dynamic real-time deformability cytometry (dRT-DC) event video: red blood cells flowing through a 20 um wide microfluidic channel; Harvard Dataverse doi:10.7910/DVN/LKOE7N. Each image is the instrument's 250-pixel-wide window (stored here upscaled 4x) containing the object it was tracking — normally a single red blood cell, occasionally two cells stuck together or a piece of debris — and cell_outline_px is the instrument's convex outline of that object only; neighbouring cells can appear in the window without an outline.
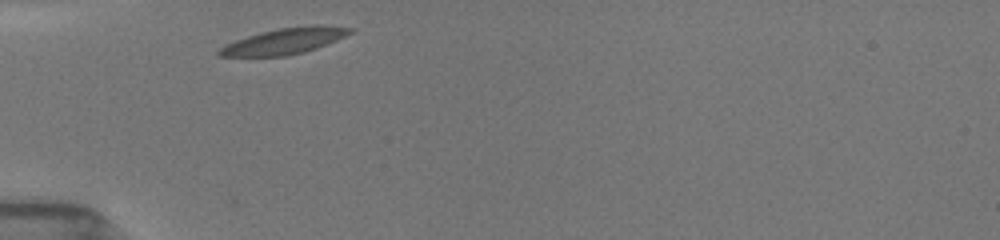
{"species": "common noctule bat (a hibernating species)", "species_latin": "Nyctalus noctula", "temperature_condition": "room temperature", "stored_images_in_passage": 51, "camera_frame_rate_fps": 3000, "um_per_image_px": 0.085, "animal": {"sex": "female", "body_mass_g": 19.5, "forearm_length_mm": 54.1}, "frame": {"image": 1, "passage_image": 1, "time_ms": 0.0, "image_size_px": [1000, 240], "cell_outline_px": [[352, 32], [336, 40], [316, 48], [304, 52], [284, 56], [220, 56], [216, 52], [224, 44], [260, 32], [280, 28], [312, 24], [324, 24], [352, 28]], "centroid_in_image_um": [24.18, 3.48], "position_along_channel_um": 60.8, "area_um2": 19.77}}
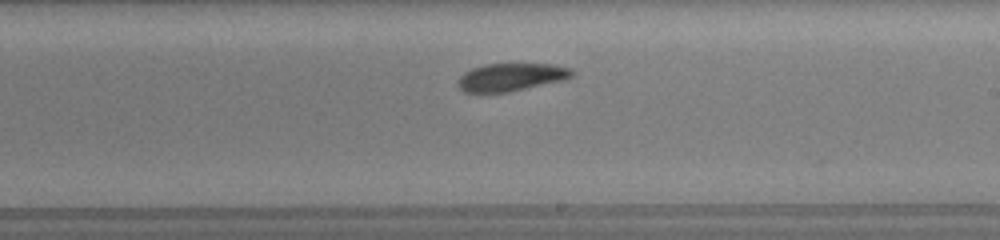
{"frame": {"image": 2, "passage_image": 30, "time_ms": 5.0, "image_size_px": [1000, 240], "cell_outline_px": [[572, 76], [564, 80], [508, 92], [464, 92], [456, 84], [456, 80], [464, 72], [472, 68], [484, 64], [552, 64], [568, 68], [572, 72]], "centroid_in_image_um": [43.38, 6.55], "position_along_channel_um": 245.6, "area_um2": 18.38}}
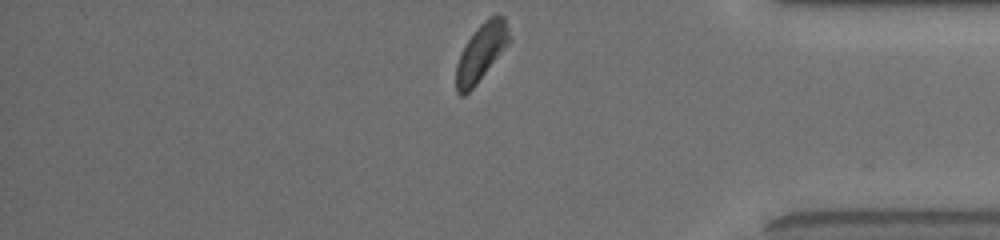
{"frame": {"image": 3, "passage_image": 50, "time_ms": 9.333, "image_size_px": [1000, 240], "cell_outline_px": [[512, 40], [476, 84], [464, 96], [460, 96], [456, 92], [456, 64], [468, 40], [476, 28], [488, 16], [496, 12], [504, 16]], "centroid_in_image_um": [40.93, 4.41], "position_along_channel_um": 394.3, "area_um2": 17.8}, "authors_computed_cell_mechanics": {"area_um2": 19.1896, "velocity_mm_per_s": 3.8424, "shape_relaxation_time_tau1_ms": 2.8393, "shape_relaxation_time_tau2_ms": 6.8532, "deformation_change_tau1": 0.1103, "deformation_change_tau2": 0.1091}}